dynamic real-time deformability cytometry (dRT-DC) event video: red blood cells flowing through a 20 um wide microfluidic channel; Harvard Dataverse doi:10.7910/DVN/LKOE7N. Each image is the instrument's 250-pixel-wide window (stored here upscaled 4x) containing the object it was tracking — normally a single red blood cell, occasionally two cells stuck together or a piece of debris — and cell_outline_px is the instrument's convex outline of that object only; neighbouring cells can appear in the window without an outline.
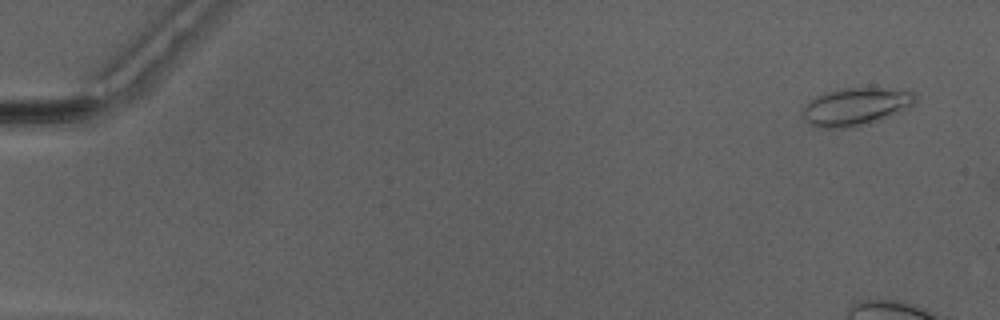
{"species": "Egyptian fruit bat (a non-hibernating species)", "species_latin": "Rousettus aegyptiacus", "temperature_condition": "warm", "stored_images_in_passage": 5, "camera_frame_rate_fps": 3000, "um_per_image_px": 0.085, "animal": {"sex": "male"}, "frame": {"image": 1, "passage_image": 3, "time_ms": 0.667, "image_size_px": [1000, 320], "cell_outline_px": [[916, 100], [912, 104], [888, 116], [868, 124], [856, 128], [812, 128], [800, 116], [804, 104], [808, 100], [824, 92], [840, 88], [880, 88], [916, 92]], "centroid_in_image_um": [72.61, 9.08], "position_along_channel_um": 12.4, "area_um2": 25.09}}